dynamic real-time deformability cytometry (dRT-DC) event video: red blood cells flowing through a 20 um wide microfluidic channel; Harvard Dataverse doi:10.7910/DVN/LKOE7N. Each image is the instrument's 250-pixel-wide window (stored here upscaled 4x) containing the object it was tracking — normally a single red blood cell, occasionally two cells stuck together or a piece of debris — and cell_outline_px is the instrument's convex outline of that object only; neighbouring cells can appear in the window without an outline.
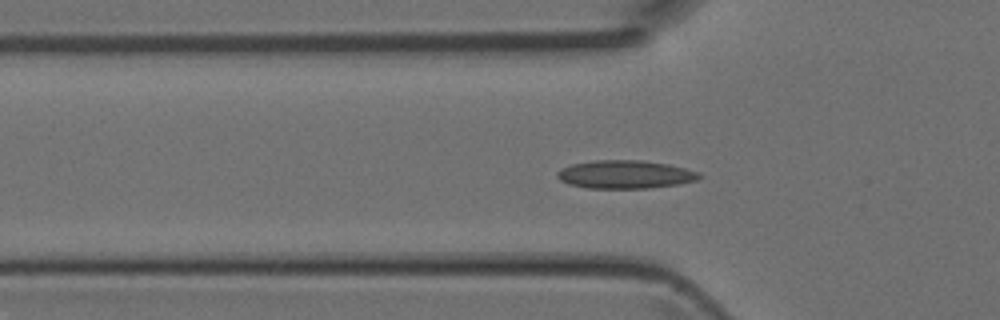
{"species": "Egyptian fruit bat (a non-hibernating species)", "species_latin": "Rousettus aegyptiacus", "temperature_condition": "room temperature", "stored_images_in_passage": 3, "camera_frame_rate_fps": 3000, "um_per_image_px": 0.085, "animal": {"sex": "female"}, "frame": {"image": 1, "passage_image": 3, "time_ms": 0.667, "image_size_px": [1000, 320], "cell_outline_px": [[704, 176], [696, 180], [676, 184], [648, 188], [588, 188], [568, 184], [560, 180], [556, 176], [556, 172], [560, 168], [572, 164], [592, 160], [640, 160], [668, 164], [700, 172]], "centroid_in_image_um": [53.11, 14.82], "position_along_channel_um": 72.7, "area_um2": 23.41}}